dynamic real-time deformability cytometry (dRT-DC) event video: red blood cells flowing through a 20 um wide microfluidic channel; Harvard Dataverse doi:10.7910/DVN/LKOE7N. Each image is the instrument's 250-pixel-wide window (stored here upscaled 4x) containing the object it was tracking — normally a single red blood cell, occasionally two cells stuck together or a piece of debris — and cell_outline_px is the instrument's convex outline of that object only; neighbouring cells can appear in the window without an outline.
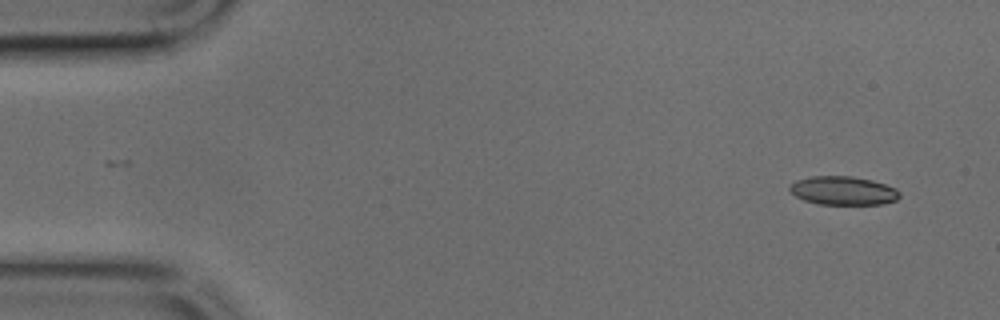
{"species": "common noctule bat (a hibernating species)", "species_latin": "Nyctalus noctula", "temperature_condition": "cold", "stored_images_in_passage": 48, "camera_frame_rate_fps": 3000, "um_per_image_px": 0.085, "animal": {"sex": "male", "body_mass_g": 17.9, "forearm_length_mm": 54.2}, "frame": {"image": 1, "passage_image": 3, "time_ms": 0.667, "image_size_px": [1000, 320], "cell_outline_px": [[900, 196], [896, 200], [884, 204], [820, 204], [804, 200], [796, 196], [788, 188], [796, 180], [812, 176], [852, 176], [872, 180], [896, 188], [900, 192]], "centroid_in_image_um": [71.69, 16.2], "position_along_channel_um": 13.3, "area_um2": 18.26}}
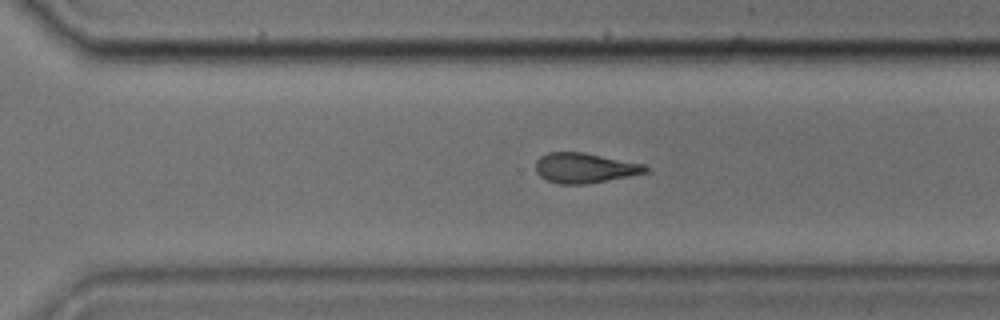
{"frame": {"image": 2, "passage_image": 33, "time_ms": 10.667, "image_size_px": [1000, 320], "cell_outline_px": [[652, 172], [584, 184], [560, 184], [548, 180], [540, 176], [536, 172], [536, 160], [540, 156], [548, 152], [584, 152], [644, 164]], "centroid_in_image_um": [49.71, 14.27], "position_along_channel_um": 320.9, "area_um2": 19.25}}
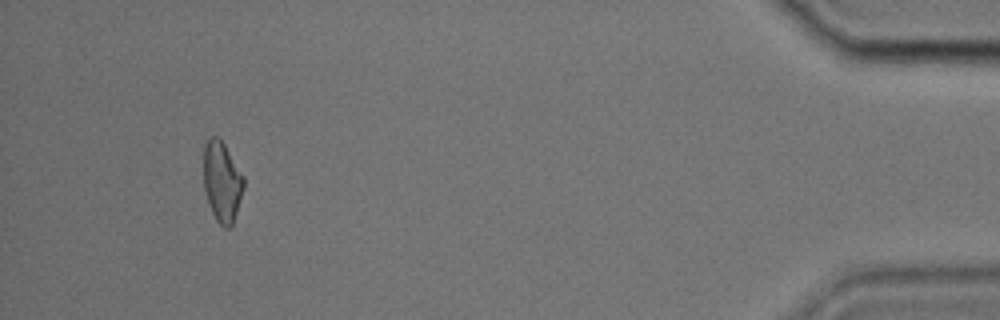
{"frame": {"image": 3, "passage_image": 45, "time_ms": 14.667, "image_size_px": [1000, 320], "cell_outline_px": [[244, 188], [232, 224], [228, 228], [224, 228], [216, 220], [212, 212], [204, 188], [204, 144], [212, 136], [216, 136], [224, 144], [244, 176]], "centroid_in_image_um": [18.87, 15.44], "position_along_channel_um": 416.3, "area_um2": 18.5}}